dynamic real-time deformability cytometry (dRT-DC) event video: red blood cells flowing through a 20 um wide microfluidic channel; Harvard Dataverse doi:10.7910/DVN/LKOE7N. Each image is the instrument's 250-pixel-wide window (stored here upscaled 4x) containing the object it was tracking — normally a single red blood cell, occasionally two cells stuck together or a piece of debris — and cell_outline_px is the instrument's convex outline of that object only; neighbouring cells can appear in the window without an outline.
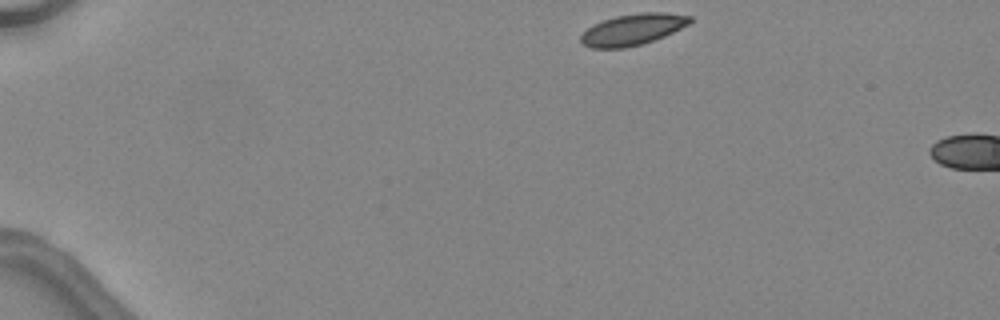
{"species": "common noctule bat (a hibernating species)", "species_latin": "Nyctalus noctula", "temperature_condition": "warm", "stored_images_in_passage": 3, "camera_frame_rate_fps": 3000, "um_per_image_px": 0.085, "animal": {"sex": "female", "body_mass_g": 24.6, "forearm_length_mm": 56.2}, "frame": {"image": 1, "passage_image": 1, "time_ms": 0.0, "image_size_px": [1000, 320], "cell_outline_px": [[692, 20], [688, 24], [664, 36], [640, 44], [624, 48], [592, 48], [580, 44], [580, 36], [592, 24], [616, 16], [640, 12], [664, 12], [692, 16]], "centroid_in_image_um": [53.74, 2.5], "position_along_channel_um": 31.3, "area_um2": 19.77}}